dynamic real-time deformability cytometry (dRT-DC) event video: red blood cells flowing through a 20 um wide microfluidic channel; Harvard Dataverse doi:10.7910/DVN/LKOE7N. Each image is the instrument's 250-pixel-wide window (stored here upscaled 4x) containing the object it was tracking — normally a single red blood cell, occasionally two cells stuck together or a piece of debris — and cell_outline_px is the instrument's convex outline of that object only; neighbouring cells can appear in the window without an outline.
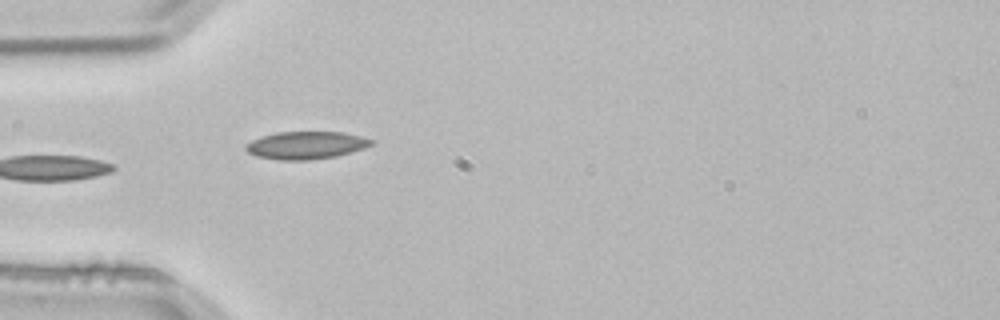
{"species": "common noctule bat (a hibernating species)", "species_latin": "Nyctalus noctula", "temperature_condition": "room temperature", "stored_images_in_passage": 3, "camera_frame_rate_fps": 3000, "um_per_image_px": 0.085, "animal": {"sex": "male", "body_mass_g": 21.5, "forearm_length_mm": 52.0}, "frame": {"image": 1, "passage_image": 3, "time_ms": 0.667, "image_size_px": [1000, 320], "cell_outline_px": [[376, 140], [372, 144], [364, 148], [336, 156], [308, 160], [280, 160], [256, 156], [248, 152], [244, 148], [244, 144], [260, 136], [276, 132], [344, 132]], "centroid_in_image_um": [25.99, 12.34], "position_along_channel_um": 59.0, "area_um2": 20.29}}